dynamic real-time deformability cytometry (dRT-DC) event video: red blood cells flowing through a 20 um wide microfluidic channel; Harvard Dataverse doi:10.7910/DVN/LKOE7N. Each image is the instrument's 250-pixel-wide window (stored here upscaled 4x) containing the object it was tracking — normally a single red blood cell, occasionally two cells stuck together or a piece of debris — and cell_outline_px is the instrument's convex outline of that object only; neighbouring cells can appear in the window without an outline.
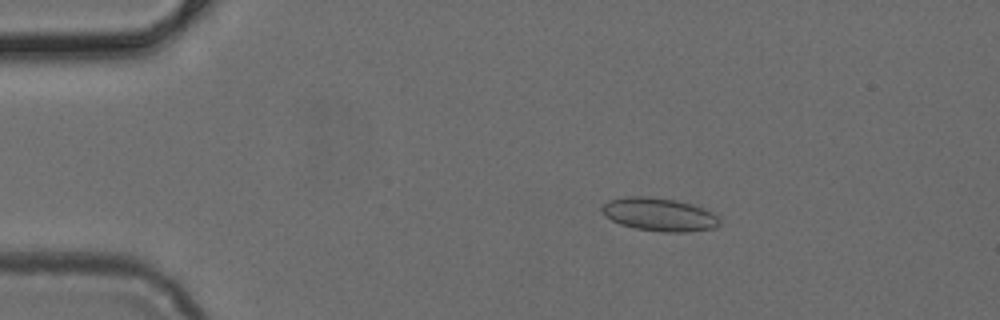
{"species": "common noctule bat (a hibernating species)", "species_latin": "Nyctalus noctula", "temperature_condition": "cold", "stored_images_in_passage": 50, "camera_frame_rate_fps": 3000, "um_per_image_px": 0.085, "animal": {"sex": "female", "body_mass_g": 24.6, "forearm_length_mm": 56.2}, "frame": {"image": 1, "passage_image": 9, "time_ms": 2.667, "image_size_px": [1000, 320], "cell_outline_px": [[720, 224], [716, 228], [684, 232], [660, 232], [636, 228], [620, 224], [604, 216], [600, 212], [600, 208], [608, 200], [624, 196], [648, 196], [676, 200], [692, 204], [712, 212], [720, 220]], "centroid_in_image_um": [56.0, 18.22], "position_along_channel_um": 29.0, "area_um2": 22.95}}
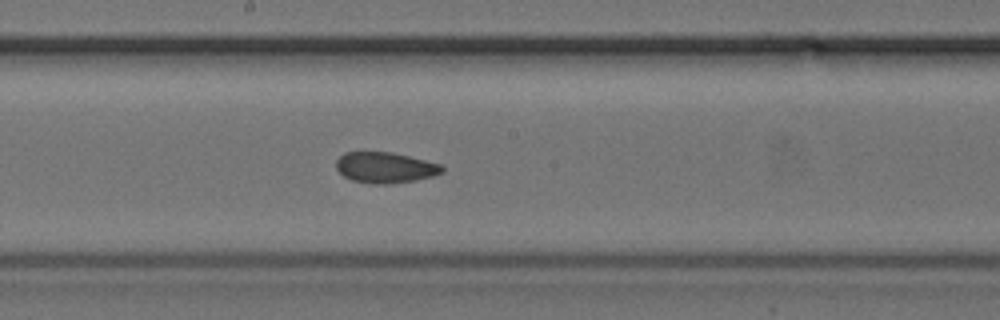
{"frame": {"image": 2, "passage_image": 27, "time_ms": 8.667, "image_size_px": [1000, 320], "cell_outline_px": [[444, 172], [432, 176], [416, 180], [388, 184], [372, 184], [352, 180], [344, 176], [336, 168], [336, 160], [344, 152], [392, 152], [440, 164], [444, 168]], "centroid_in_image_um": [32.73, 14.24], "position_along_channel_um": 215.5, "area_um2": 18.96}}
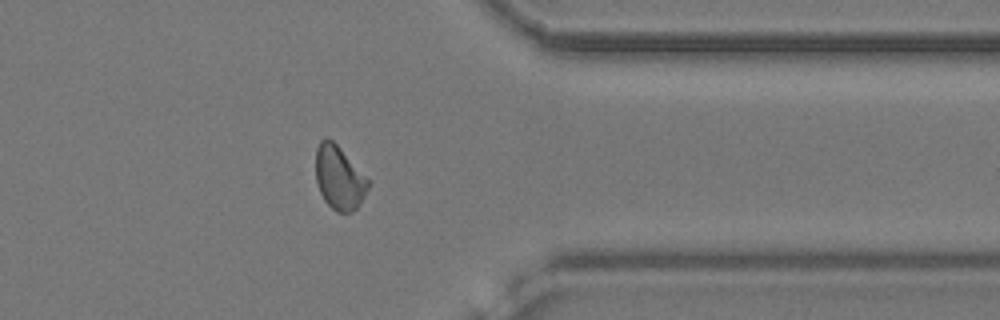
{"frame": {"image": 3, "passage_image": 40, "time_ms": 13.0, "image_size_px": [1000, 320], "cell_outline_px": [[368, 188], [360, 204], [352, 212], [336, 212], [324, 200], [320, 192], [316, 180], [316, 148], [320, 140], [332, 140], [340, 148], [368, 180]], "centroid_in_image_um": [28.8, 15.14], "position_along_channel_um": 382.6, "area_um2": 18.96}}